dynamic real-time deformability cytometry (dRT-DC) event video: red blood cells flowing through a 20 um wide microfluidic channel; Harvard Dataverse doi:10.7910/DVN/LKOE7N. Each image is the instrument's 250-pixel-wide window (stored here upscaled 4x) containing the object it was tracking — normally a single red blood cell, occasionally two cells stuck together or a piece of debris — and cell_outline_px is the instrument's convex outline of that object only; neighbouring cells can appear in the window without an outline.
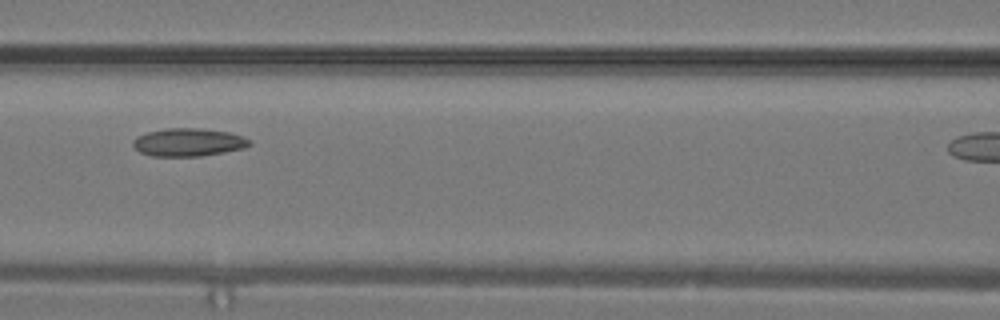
{"species": "common noctule bat (a hibernating species)", "species_latin": "Nyctalus noctula", "temperature_condition": "warm", "stored_images_in_passage": 14, "camera_frame_rate_fps": 3000, "um_per_image_px": 0.085, "animal": {"sex": "male", "body_mass_g": 19.2, "forearm_length_mm": 51.8}, "frame": {"image": 1, "passage_image": 10, "time_ms": 3.0, "image_size_px": [1000, 320], "cell_outline_px": [[252, 144], [244, 148], [224, 152], [200, 156], [152, 156], [140, 152], [132, 144], [132, 140], [136, 136], [148, 132], [164, 128], [200, 128], [228, 132], [252, 140]], "centroid_in_image_um": [16.0, 12.09], "position_along_channel_um": 150.6, "area_um2": 19.02}}
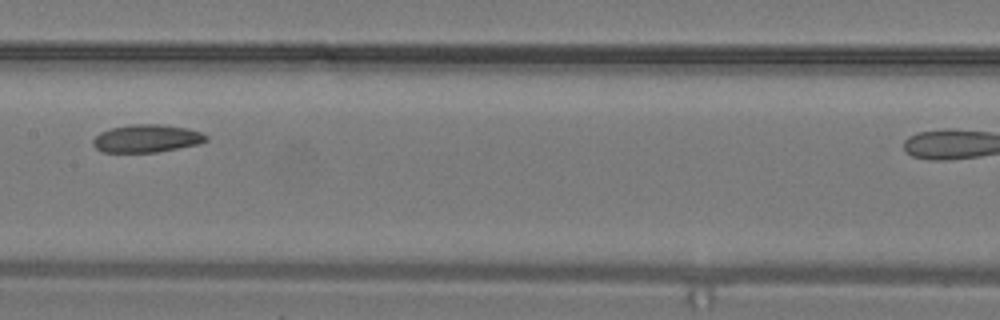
{"frame": {"image": 2, "passage_image": 12, "time_ms": 3.667, "image_size_px": [1000, 320], "cell_outline_px": [[208, 140], [196, 144], [156, 152], [100, 152], [92, 144], [92, 140], [100, 132], [112, 128], [132, 124], [164, 124], [188, 128], [200, 132], [208, 136]], "centroid_in_image_um": [12.45, 11.76], "position_along_channel_um": 195.0, "area_um2": 18.26}}